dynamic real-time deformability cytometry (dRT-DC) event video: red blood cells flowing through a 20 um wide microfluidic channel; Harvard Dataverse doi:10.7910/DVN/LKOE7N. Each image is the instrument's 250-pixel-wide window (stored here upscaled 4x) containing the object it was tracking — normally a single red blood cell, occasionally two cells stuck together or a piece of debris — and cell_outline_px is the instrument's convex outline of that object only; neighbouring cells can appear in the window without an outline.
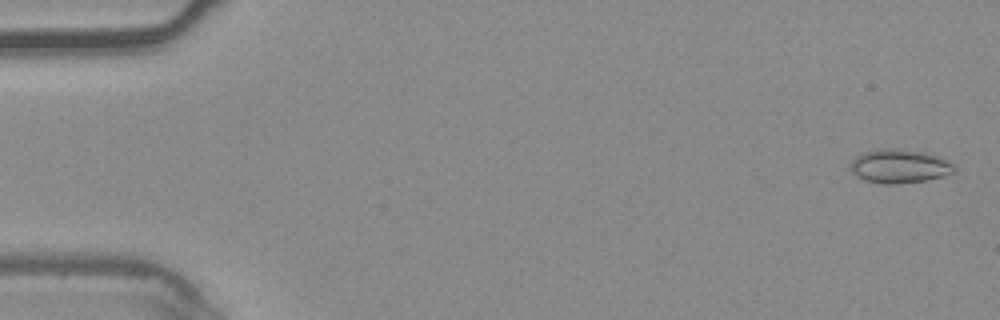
{"species": "common noctule bat (a hibernating species)", "species_latin": "Nyctalus noctula", "temperature_condition": "warm", "stored_images_in_passage": 4, "camera_frame_rate_fps": 3000, "um_per_image_px": 0.085, "animal": {"sex": "male", "body_mass_g": 20.4}, "frame": {"image": 1, "passage_image": 1, "time_ms": 0.0, "image_size_px": [1000, 320], "cell_outline_px": [[956, 172], [928, 180], [896, 184], [884, 184], [868, 180], [856, 176], [852, 172], [852, 160], [856, 156], [864, 152], [888, 148], [892, 148], [924, 152], [940, 156], [956, 164]], "centroid_in_image_um": [76.53, 14.13], "position_along_channel_um": 8.5, "area_um2": 20.4}}
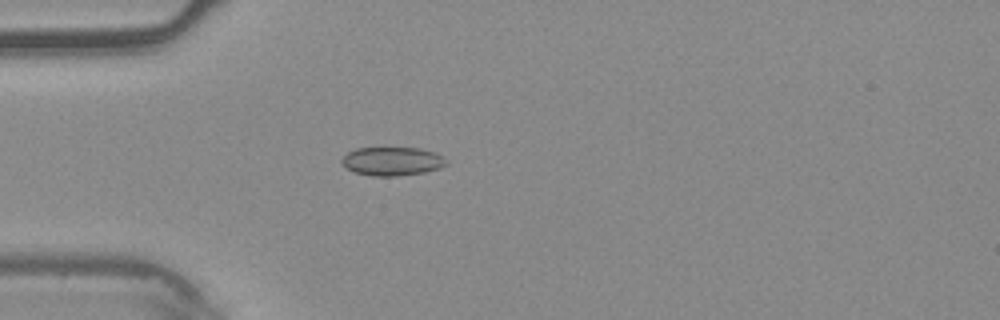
{"frame": {"image": 2, "passage_image": 4, "time_ms": 1.0, "image_size_px": [1000, 320], "cell_outline_px": [[448, 164], [440, 168], [424, 172], [396, 176], [372, 176], [356, 172], [348, 168], [340, 160], [348, 152], [356, 148], [420, 148], [444, 156], [448, 160]], "centroid_in_image_um": [33.38, 13.7], "position_along_channel_um": 51.6, "area_um2": 17.34}}